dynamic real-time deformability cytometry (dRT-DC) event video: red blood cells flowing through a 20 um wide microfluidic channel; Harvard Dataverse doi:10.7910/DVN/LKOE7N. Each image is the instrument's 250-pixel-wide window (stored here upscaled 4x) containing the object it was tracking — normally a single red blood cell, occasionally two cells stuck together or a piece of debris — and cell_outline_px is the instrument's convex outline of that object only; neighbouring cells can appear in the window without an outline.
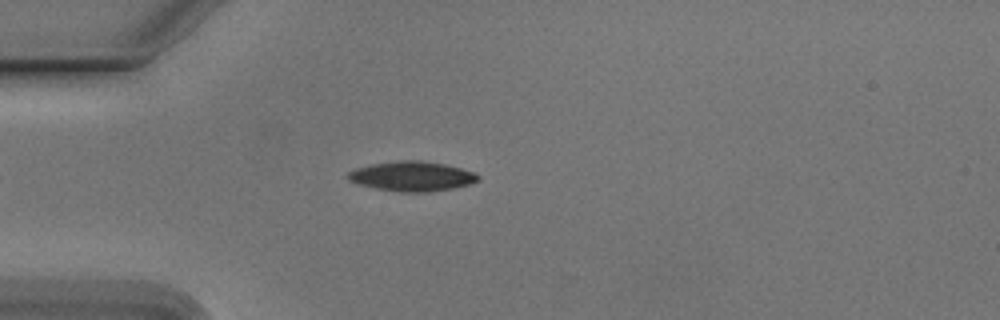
{"species": "Egyptian fruit bat (a non-hibernating species)", "species_latin": "Rousettus aegyptiacus", "temperature_condition": "cold", "stored_images_in_passage": 43, "camera_frame_rate_fps": 3000, "um_per_image_px": 0.085, "animal": {"sex": "male"}, "frame": {"image": 1, "passage_image": 4, "time_ms": 1.0, "image_size_px": [1000, 320], "cell_outline_px": [[480, 180], [468, 184], [452, 188], [428, 192], [400, 192], [376, 188], [360, 184], [348, 180], [348, 172], [356, 168], [372, 164], [400, 160], [420, 160], [444, 164], [460, 168], [472, 172], [480, 176]], "centroid_in_image_um": [35.02, 14.98], "position_along_channel_um": 50.0, "area_um2": 22.31}}
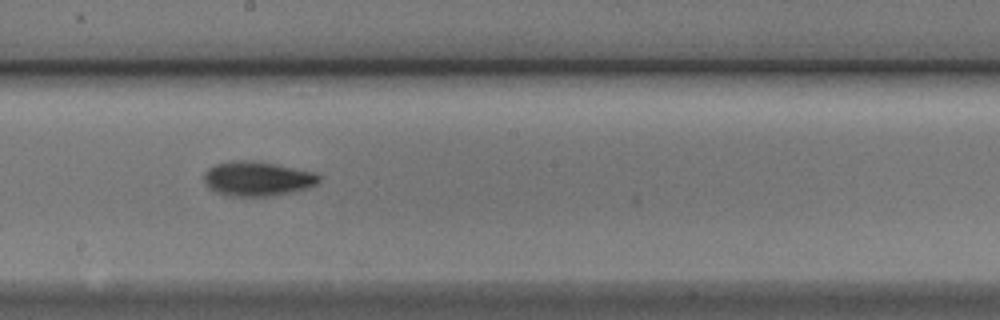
{"frame": {"image": 2, "passage_image": 19, "time_ms": 6.0, "image_size_px": [1000, 320], "cell_outline_px": [[320, 180], [316, 184], [292, 192], [272, 196], [228, 196], [216, 192], [208, 188], [204, 180], [204, 172], [208, 168], [216, 164], [232, 160], [252, 160], [316, 172], [320, 176]], "centroid_in_image_um": [21.84, 15.19], "position_along_channel_um": 226.4, "area_um2": 23.18}}
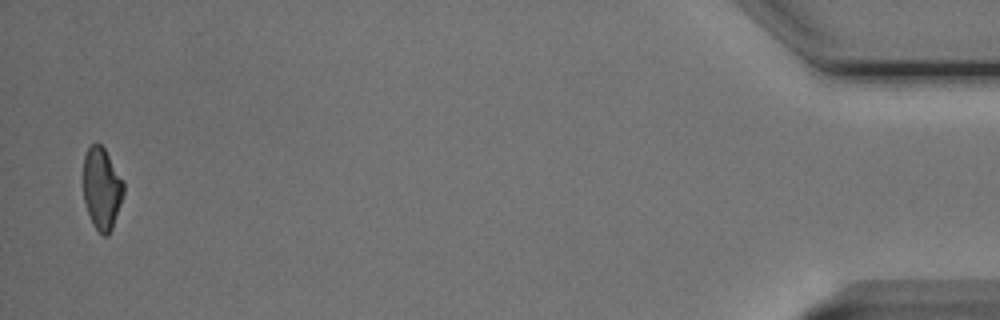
{"frame": {"image": 3, "passage_image": 42, "time_ms": 13.667, "image_size_px": [1000, 320], "cell_outline_px": [[124, 192], [112, 228], [108, 236], [104, 236], [92, 224], [84, 200], [84, 156], [88, 148], [92, 144], [100, 144], [104, 148], [124, 180]], "centroid_in_image_um": [8.66, 16.02], "position_along_channel_um": 426.5, "area_um2": 19.07}, "authors_computed_cell_mechanics": {"area_um2": 21.2126, "velocity_mm_per_s": 3.7829, "shape_relaxation_time_tau1_ms": 2.5725, "shape_relaxation_time_tau2_ms": 5.9147, "deformation_change_tau1": 0.1024, "deformation_change_tau2": 0.1261}}